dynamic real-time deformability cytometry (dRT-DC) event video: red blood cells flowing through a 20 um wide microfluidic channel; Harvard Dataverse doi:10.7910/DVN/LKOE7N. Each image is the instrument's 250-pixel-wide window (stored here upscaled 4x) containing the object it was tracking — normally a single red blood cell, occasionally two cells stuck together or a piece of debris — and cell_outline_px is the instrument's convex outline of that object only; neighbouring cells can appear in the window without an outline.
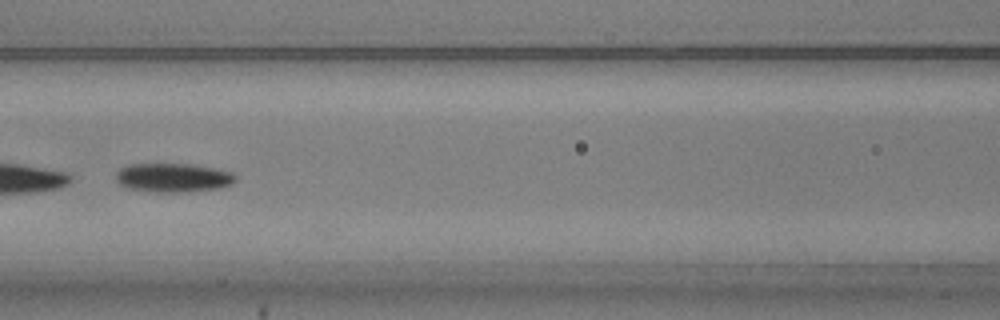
{"species": "common noctule bat (a hibernating species)", "species_latin": "Nyctalus noctula", "temperature_condition": "warm", "stored_images_in_passage": 8, "camera_frame_rate_fps": 3000, "um_per_image_px": 0.085, "animal": {"sex": "male", "body_mass_g": 20.5, "forearm_length_mm": 52.5}, "frame": {"image": 1, "passage_image": 7, "time_ms": 2.0, "image_size_px": [1000, 320], "cell_outline_px": [[236, 180], [232, 184], [220, 188], [184, 192], [156, 192], [128, 188], [120, 184], [116, 180], [116, 172], [120, 168], [128, 164], [192, 164], [232, 172], [236, 176]], "centroid_in_image_um": [14.71, 15.1], "position_along_channel_um": 151.9, "area_um2": 20.17}}
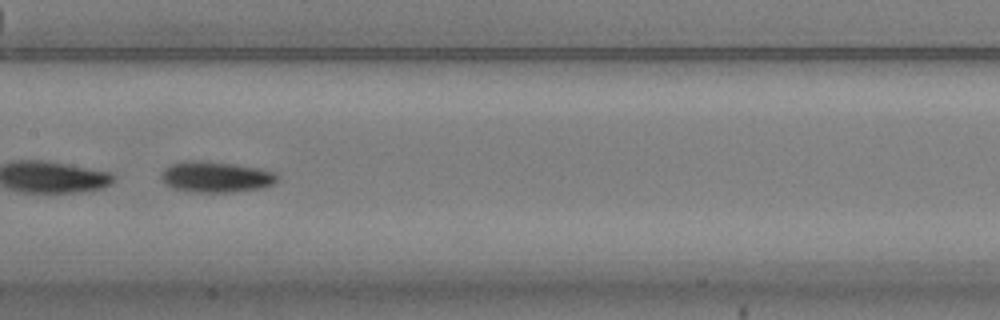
{"frame": {"image": 2, "passage_image": 8, "time_ms": 2.333, "image_size_px": [1000, 320], "cell_outline_px": [[280, 176], [272, 184], [264, 188], [228, 192], [196, 192], [172, 188], [164, 184], [160, 180], [160, 172], [168, 164], [188, 160], [208, 160], [236, 164], [260, 168], [272, 172]], "centroid_in_image_um": [18.29, 15.02], "position_along_channel_um": 189.1, "area_um2": 21.33}}